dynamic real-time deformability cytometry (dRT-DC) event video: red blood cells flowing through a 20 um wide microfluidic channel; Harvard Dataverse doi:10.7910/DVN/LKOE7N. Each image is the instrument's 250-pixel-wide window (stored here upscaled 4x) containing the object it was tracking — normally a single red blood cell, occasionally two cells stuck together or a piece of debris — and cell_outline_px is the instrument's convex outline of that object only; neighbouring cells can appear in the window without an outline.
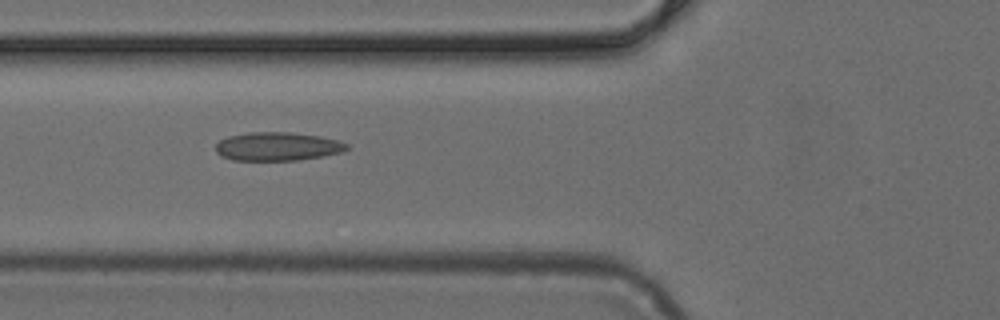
{"species": "common noctule bat (a hibernating species)", "species_latin": "Nyctalus noctula", "temperature_condition": "cold", "stored_images_in_passage": 7, "camera_frame_rate_fps": 3000, "um_per_image_px": 0.085, "animal": {"sex": "female", "body_mass_g": 24.6, "forearm_length_mm": 56.2}, "frame": {"image": 1, "passage_image": 5, "time_ms": 1.333, "image_size_px": [1000, 320], "cell_outline_px": [[348, 148], [344, 152], [296, 160], [232, 160], [220, 156], [216, 152], [216, 144], [220, 140], [228, 136], [248, 132], [292, 132], [320, 136], [340, 140], [348, 144]], "centroid_in_image_um": [23.59, 12.44], "position_along_channel_um": 102.2, "area_um2": 21.91}}
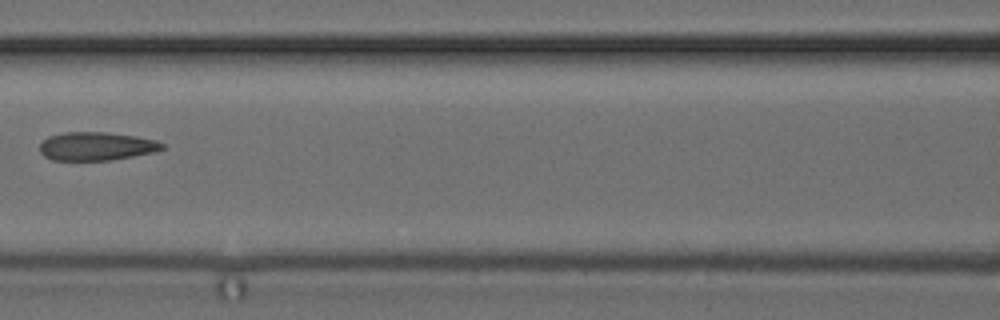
{"frame": {"image": 2, "passage_image": 6, "time_ms": 1.667, "image_size_px": [1000, 320], "cell_outline_px": [[164, 148], [156, 152], [112, 160], [52, 160], [44, 156], [40, 152], [40, 144], [48, 136], [64, 132], [104, 132], [136, 136], [156, 140], [164, 144]], "centroid_in_image_um": [8.2, 12.43], "position_along_channel_um": 158.4, "area_um2": 20.35}}
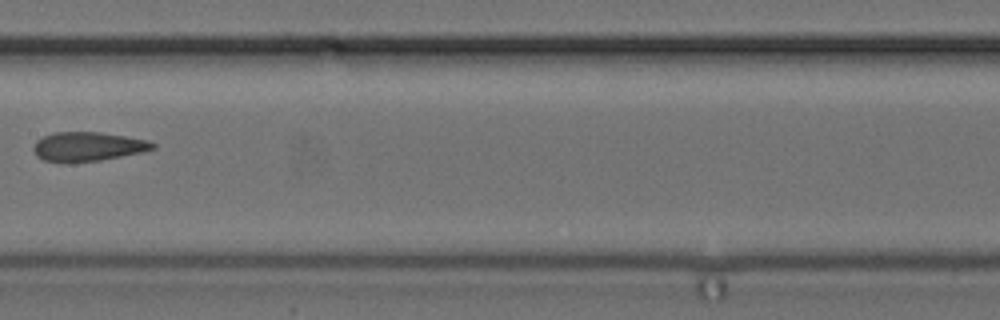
{"frame": {"image": 3, "passage_image": 7, "time_ms": 2.0, "image_size_px": [1000, 320], "cell_outline_px": [[156, 148], [140, 152], [100, 160], [44, 160], [36, 156], [32, 148], [36, 140], [44, 136], [56, 132], [100, 132], [148, 140], [156, 144]], "centroid_in_image_um": [7.47, 12.42], "position_along_channel_um": 199.9, "area_um2": 19.59}}